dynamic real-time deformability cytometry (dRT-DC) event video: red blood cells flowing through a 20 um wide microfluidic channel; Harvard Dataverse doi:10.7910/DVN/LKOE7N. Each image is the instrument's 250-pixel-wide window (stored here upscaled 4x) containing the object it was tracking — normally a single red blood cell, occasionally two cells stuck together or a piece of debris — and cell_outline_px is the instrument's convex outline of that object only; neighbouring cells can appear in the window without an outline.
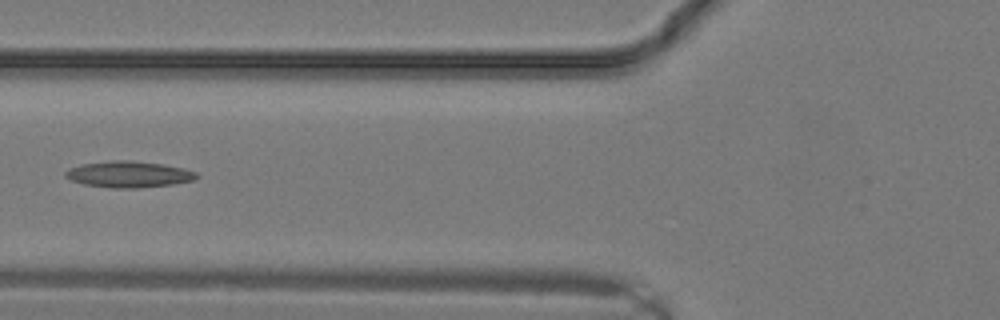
{"species": "common noctule bat (a hibernating species)", "species_latin": "Nyctalus noctula", "temperature_condition": "warm", "stored_images_in_passage": 8, "camera_frame_rate_fps": 3000, "um_per_image_px": 0.085, "animal": {"sex": "male", "body_mass_g": 19.2, "forearm_length_mm": 51.8}, "frame": {"image": 1, "passage_image": 4, "time_ms": 1.0, "image_size_px": [1000, 320], "cell_outline_px": [[200, 176], [196, 180], [172, 184], [136, 188], [112, 188], [84, 184], [72, 180], [64, 176], [64, 172], [68, 168], [80, 164], [112, 160], [132, 160], [160, 164], [184, 168], [196, 172]], "centroid_in_image_um": [10.94, 14.81], "position_along_channel_um": 114.9, "area_um2": 20.17}}
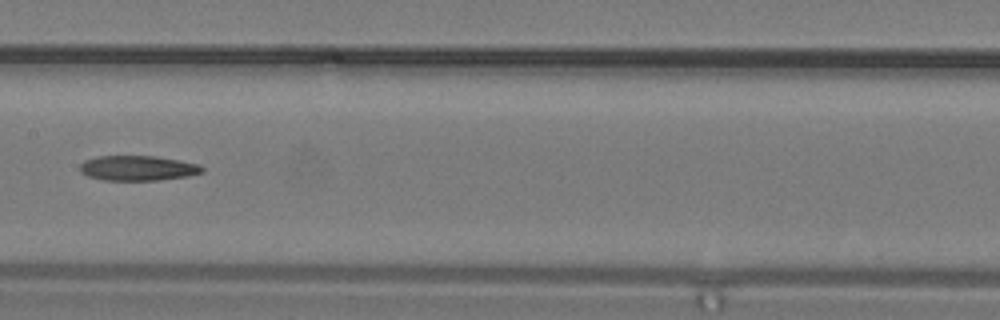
{"frame": {"image": 2, "passage_image": 7, "time_ms": 2.0, "image_size_px": [1000, 320], "cell_outline_px": [[204, 172], [188, 176], [160, 180], [104, 180], [88, 176], [80, 172], [80, 164], [84, 160], [96, 156], [156, 156], [180, 160], [200, 164], [204, 168]], "centroid_in_image_um": [11.73, 14.28], "position_along_channel_um": 195.7, "area_um2": 17.98}}